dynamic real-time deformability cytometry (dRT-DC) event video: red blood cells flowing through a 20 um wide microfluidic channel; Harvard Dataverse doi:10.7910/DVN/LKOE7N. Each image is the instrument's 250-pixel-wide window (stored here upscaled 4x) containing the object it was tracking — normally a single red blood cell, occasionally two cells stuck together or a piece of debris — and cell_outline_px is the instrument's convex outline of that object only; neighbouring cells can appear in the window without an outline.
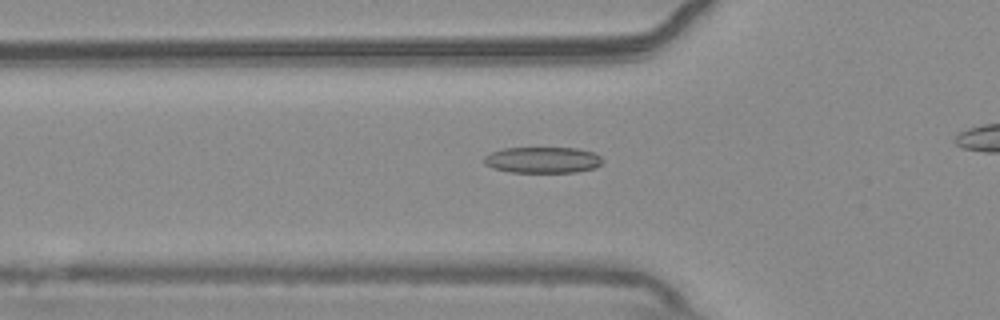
{"species": "common noctule bat (a hibernating species)", "species_latin": "Nyctalus noctula", "temperature_condition": "warm", "stored_images_in_passage": 44, "camera_frame_rate_fps": 3000, "um_per_image_px": 0.085, "animal": {"sex": "male", "body_mass_g": 20.4}, "frame": {"image": 1, "passage_image": 18, "time_ms": 5.667, "image_size_px": [1000, 320], "cell_outline_px": [[604, 160], [596, 168], [576, 172], [512, 172], [492, 168], [484, 164], [484, 156], [492, 152], [504, 148], [580, 148], [592, 152], [600, 156]], "centroid_in_image_um": [46.14, 13.6], "position_along_channel_um": 79.7, "area_um2": 18.09}}
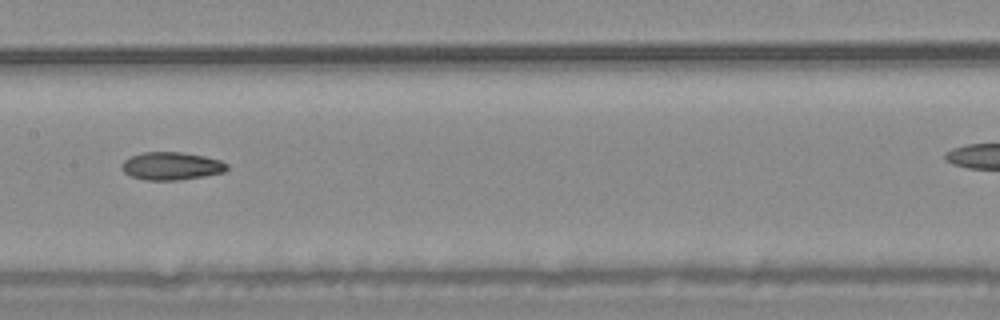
{"frame": {"image": 2, "passage_image": 27, "time_ms": 8.667, "image_size_px": [1000, 320], "cell_outline_px": [[228, 168], [224, 172], [204, 176], [180, 180], [144, 180], [128, 176], [120, 168], [120, 164], [124, 160], [132, 156], [144, 152], [180, 152], [204, 156], [220, 160], [228, 164]], "centroid_in_image_um": [14.54, 14.12], "position_along_channel_um": 192.9, "area_um2": 17.22}}
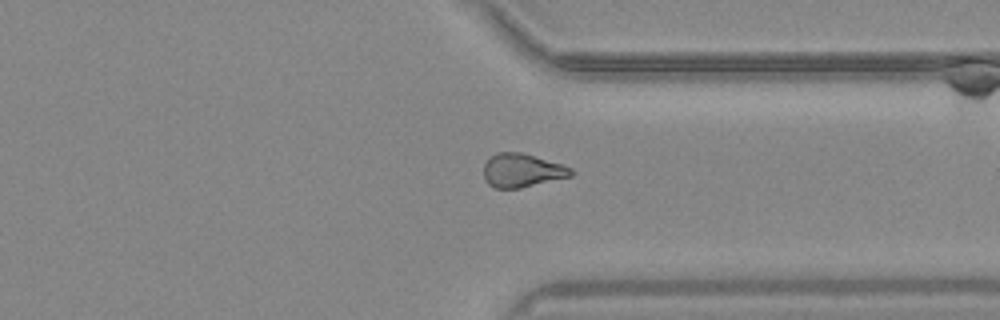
{"frame": {"image": 3, "passage_image": 41, "time_ms": 13.333, "image_size_px": [1000, 320], "cell_outline_px": [[576, 172], [572, 176], [520, 188], [492, 188], [484, 180], [484, 164], [496, 152], [520, 152], [564, 164], [572, 168]], "centroid_in_image_um": [44.4, 14.49], "position_along_channel_um": 367.0, "area_um2": 17.28}}